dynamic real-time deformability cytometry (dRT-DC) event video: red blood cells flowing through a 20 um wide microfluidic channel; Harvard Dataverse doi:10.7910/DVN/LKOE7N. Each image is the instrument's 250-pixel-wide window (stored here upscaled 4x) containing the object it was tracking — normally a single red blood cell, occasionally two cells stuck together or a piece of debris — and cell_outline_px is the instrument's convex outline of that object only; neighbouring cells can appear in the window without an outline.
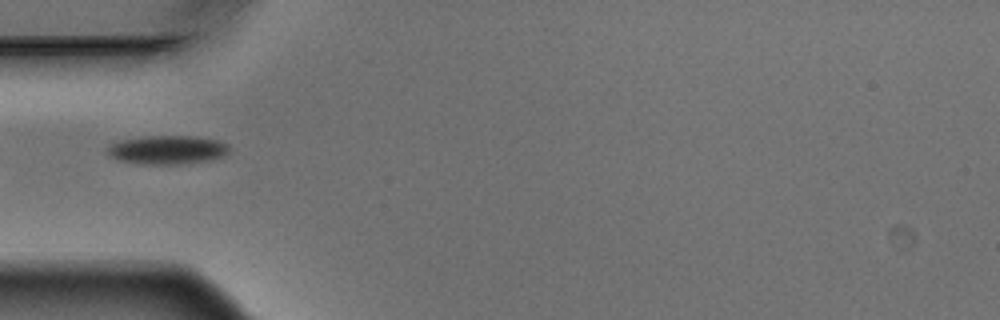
{"species": "Egyptian fruit bat (a non-hibernating species)", "species_latin": "Rousettus aegyptiacus", "temperature_condition": "warm", "stored_images_in_passage": 2, "camera_frame_rate_fps": 3000, "um_per_image_px": 0.085, "animal": {"sex": "male"}, "frame": {"image": 1, "passage_image": 1, "time_ms": 0.0, "image_size_px": [1000, 320], "cell_outline_px": [[228, 152], [224, 156], [208, 160], [180, 164], [144, 164], [116, 160], [108, 156], [104, 148], [120, 140], [144, 136], [192, 136], [216, 140], [228, 144]], "centroid_in_image_um": [14.15, 12.74], "position_along_channel_um": 70.8, "area_um2": 20.46}}
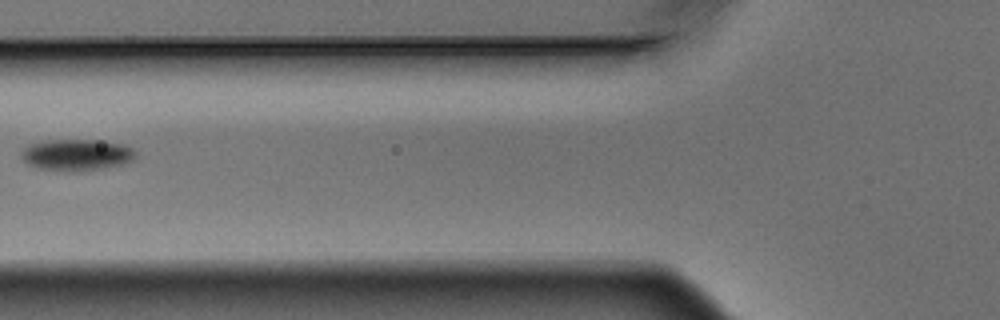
{"frame": {"image": 2, "passage_image": 2, "time_ms": 0.333, "image_size_px": [1000, 320], "cell_outline_px": [[136, 156], [132, 160], [124, 164], [80, 172], [72, 172], [40, 168], [28, 164], [20, 156], [20, 152], [24, 148], [32, 144], [44, 140], [104, 140], [124, 144], [136, 148]], "centroid_in_image_um": [6.57, 13.16], "position_along_channel_um": 119.2, "area_um2": 21.27}}